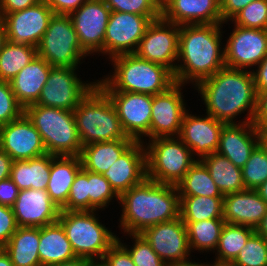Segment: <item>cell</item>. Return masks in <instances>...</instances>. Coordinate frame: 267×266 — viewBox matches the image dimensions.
Wrapping results in <instances>:
<instances>
[{
  "label": "cell",
  "instance_id": "277c9868",
  "mask_svg": "<svg viewBox=\"0 0 267 266\" xmlns=\"http://www.w3.org/2000/svg\"><path fill=\"white\" fill-rule=\"evenodd\" d=\"M112 73L97 79L104 91L134 92L156 95L176 83L174 73L167 67L138 57L135 53L110 59Z\"/></svg>",
  "mask_w": 267,
  "mask_h": 266
},
{
  "label": "cell",
  "instance_id": "836d02e7",
  "mask_svg": "<svg viewBox=\"0 0 267 266\" xmlns=\"http://www.w3.org/2000/svg\"><path fill=\"white\" fill-rule=\"evenodd\" d=\"M254 232L255 229L249 226L225 223L214 251V263L231 264Z\"/></svg>",
  "mask_w": 267,
  "mask_h": 266
},
{
  "label": "cell",
  "instance_id": "be15d7a7",
  "mask_svg": "<svg viewBox=\"0 0 267 266\" xmlns=\"http://www.w3.org/2000/svg\"><path fill=\"white\" fill-rule=\"evenodd\" d=\"M7 42L6 31L3 23L0 21V51Z\"/></svg>",
  "mask_w": 267,
  "mask_h": 266
},
{
  "label": "cell",
  "instance_id": "30bf717a",
  "mask_svg": "<svg viewBox=\"0 0 267 266\" xmlns=\"http://www.w3.org/2000/svg\"><path fill=\"white\" fill-rule=\"evenodd\" d=\"M77 69L79 67L52 66L35 104L73 111L97 84V80L82 81Z\"/></svg>",
  "mask_w": 267,
  "mask_h": 266
},
{
  "label": "cell",
  "instance_id": "7dc6e473",
  "mask_svg": "<svg viewBox=\"0 0 267 266\" xmlns=\"http://www.w3.org/2000/svg\"><path fill=\"white\" fill-rule=\"evenodd\" d=\"M106 266H135L128 251L116 241L102 259Z\"/></svg>",
  "mask_w": 267,
  "mask_h": 266
},
{
  "label": "cell",
  "instance_id": "11a10c76",
  "mask_svg": "<svg viewBox=\"0 0 267 266\" xmlns=\"http://www.w3.org/2000/svg\"><path fill=\"white\" fill-rule=\"evenodd\" d=\"M12 158L0 148V181L10 178Z\"/></svg>",
  "mask_w": 267,
  "mask_h": 266
},
{
  "label": "cell",
  "instance_id": "83f0119b",
  "mask_svg": "<svg viewBox=\"0 0 267 266\" xmlns=\"http://www.w3.org/2000/svg\"><path fill=\"white\" fill-rule=\"evenodd\" d=\"M81 168L79 156H55L51 160L46 191L60 209L66 204L71 185Z\"/></svg>",
  "mask_w": 267,
  "mask_h": 266
},
{
  "label": "cell",
  "instance_id": "52a82bcc",
  "mask_svg": "<svg viewBox=\"0 0 267 266\" xmlns=\"http://www.w3.org/2000/svg\"><path fill=\"white\" fill-rule=\"evenodd\" d=\"M97 212L60 210L58 218L75 255L92 261L102 260L117 241V235L100 222Z\"/></svg>",
  "mask_w": 267,
  "mask_h": 266
},
{
  "label": "cell",
  "instance_id": "1f68e13d",
  "mask_svg": "<svg viewBox=\"0 0 267 266\" xmlns=\"http://www.w3.org/2000/svg\"><path fill=\"white\" fill-rule=\"evenodd\" d=\"M208 169L211 178L222 195L245 190L242 169L235 166L229 159L217 152L200 159Z\"/></svg>",
  "mask_w": 267,
  "mask_h": 266
},
{
  "label": "cell",
  "instance_id": "f5cc1de1",
  "mask_svg": "<svg viewBox=\"0 0 267 266\" xmlns=\"http://www.w3.org/2000/svg\"><path fill=\"white\" fill-rule=\"evenodd\" d=\"M41 0H0V14L24 10L36 5Z\"/></svg>",
  "mask_w": 267,
  "mask_h": 266
},
{
  "label": "cell",
  "instance_id": "ffe728a7",
  "mask_svg": "<svg viewBox=\"0 0 267 266\" xmlns=\"http://www.w3.org/2000/svg\"><path fill=\"white\" fill-rule=\"evenodd\" d=\"M225 123L216 120L209 114H192L187 110L183 116L179 138L201 159L206 155L217 152L220 133Z\"/></svg>",
  "mask_w": 267,
  "mask_h": 266
},
{
  "label": "cell",
  "instance_id": "f35d334b",
  "mask_svg": "<svg viewBox=\"0 0 267 266\" xmlns=\"http://www.w3.org/2000/svg\"><path fill=\"white\" fill-rule=\"evenodd\" d=\"M241 169L245 188L256 190L267 180V149L259 143Z\"/></svg>",
  "mask_w": 267,
  "mask_h": 266
},
{
  "label": "cell",
  "instance_id": "ac0fdd59",
  "mask_svg": "<svg viewBox=\"0 0 267 266\" xmlns=\"http://www.w3.org/2000/svg\"><path fill=\"white\" fill-rule=\"evenodd\" d=\"M140 234L165 263L191 258L187 229L181 217L151 226Z\"/></svg>",
  "mask_w": 267,
  "mask_h": 266
},
{
  "label": "cell",
  "instance_id": "8992f818",
  "mask_svg": "<svg viewBox=\"0 0 267 266\" xmlns=\"http://www.w3.org/2000/svg\"><path fill=\"white\" fill-rule=\"evenodd\" d=\"M24 114L40 133L48 154L55 156H80L82 143L73 111L31 104Z\"/></svg>",
  "mask_w": 267,
  "mask_h": 266
},
{
  "label": "cell",
  "instance_id": "b9f144b4",
  "mask_svg": "<svg viewBox=\"0 0 267 266\" xmlns=\"http://www.w3.org/2000/svg\"><path fill=\"white\" fill-rule=\"evenodd\" d=\"M230 22L243 28L267 30V0L252 1L240 10Z\"/></svg>",
  "mask_w": 267,
  "mask_h": 266
},
{
  "label": "cell",
  "instance_id": "816d5d0a",
  "mask_svg": "<svg viewBox=\"0 0 267 266\" xmlns=\"http://www.w3.org/2000/svg\"><path fill=\"white\" fill-rule=\"evenodd\" d=\"M257 92L256 112L253 119V124L259 129L267 125V91Z\"/></svg>",
  "mask_w": 267,
  "mask_h": 266
},
{
  "label": "cell",
  "instance_id": "bcb514c9",
  "mask_svg": "<svg viewBox=\"0 0 267 266\" xmlns=\"http://www.w3.org/2000/svg\"><path fill=\"white\" fill-rule=\"evenodd\" d=\"M18 228L13 209L0 205V245L4 247Z\"/></svg>",
  "mask_w": 267,
  "mask_h": 266
},
{
  "label": "cell",
  "instance_id": "9c48e42d",
  "mask_svg": "<svg viewBox=\"0 0 267 266\" xmlns=\"http://www.w3.org/2000/svg\"><path fill=\"white\" fill-rule=\"evenodd\" d=\"M37 53L51 66L59 67H80L89 56L79 43L70 16L58 14L51 18Z\"/></svg>",
  "mask_w": 267,
  "mask_h": 266
},
{
  "label": "cell",
  "instance_id": "c3c4849f",
  "mask_svg": "<svg viewBox=\"0 0 267 266\" xmlns=\"http://www.w3.org/2000/svg\"><path fill=\"white\" fill-rule=\"evenodd\" d=\"M252 1L255 0H220L223 24L228 25V22Z\"/></svg>",
  "mask_w": 267,
  "mask_h": 266
},
{
  "label": "cell",
  "instance_id": "e0dca14e",
  "mask_svg": "<svg viewBox=\"0 0 267 266\" xmlns=\"http://www.w3.org/2000/svg\"><path fill=\"white\" fill-rule=\"evenodd\" d=\"M181 83H175L165 92L152 95V113L149 140L157 137H178L187 103Z\"/></svg>",
  "mask_w": 267,
  "mask_h": 266
},
{
  "label": "cell",
  "instance_id": "cb8c5ba5",
  "mask_svg": "<svg viewBox=\"0 0 267 266\" xmlns=\"http://www.w3.org/2000/svg\"><path fill=\"white\" fill-rule=\"evenodd\" d=\"M259 143V129L252 122L225 124L220 133L217 153L242 168Z\"/></svg>",
  "mask_w": 267,
  "mask_h": 266
},
{
  "label": "cell",
  "instance_id": "db71d44e",
  "mask_svg": "<svg viewBox=\"0 0 267 266\" xmlns=\"http://www.w3.org/2000/svg\"><path fill=\"white\" fill-rule=\"evenodd\" d=\"M252 70L256 91H267V55Z\"/></svg>",
  "mask_w": 267,
  "mask_h": 266
},
{
  "label": "cell",
  "instance_id": "3957f363",
  "mask_svg": "<svg viewBox=\"0 0 267 266\" xmlns=\"http://www.w3.org/2000/svg\"><path fill=\"white\" fill-rule=\"evenodd\" d=\"M123 234H140L145 229L180 217V197L176 185L158 183L147 177L119 196ZM123 231V232H122Z\"/></svg>",
  "mask_w": 267,
  "mask_h": 266
},
{
  "label": "cell",
  "instance_id": "484cf974",
  "mask_svg": "<svg viewBox=\"0 0 267 266\" xmlns=\"http://www.w3.org/2000/svg\"><path fill=\"white\" fill-rule=\"evenodd\" d=\"M51 65L38 55L9 81L17 101L25 108L38 101Z\"/></svg>",
  "mask_w": 267,
  "mask_h": 266
},
{
  "label": "cell",
  "instance_id": "e7e4bbea",
  "mask_svg": "<svg viewBox=\"0 0 267 266\" xmlns=\"http://www.w3.org/2000/svg\"><path fill=\"white\" fill-rule=\"evenodd\" d=\"M87 266H106L102 260H93Z\"/></svg>",
  "mask_w": 267,
  "mask_h": 266
},
{
  "label": "cell",
  "instance_id": "5b68a950",
  "mask_svg": "<svg viewBox=\"0 0 267 266\" xmlns=\"http://www.w3.org/2000/svg\"><path fill=\"white\" fill-rule=\"evenodd\" d=\"M73 113L82 146L132 139L123 131L112 100L98 84L79 102Z\"/></svg>",
  "mask_w": 267,
  "mask_h": 266
},
{
  "label": "cell",
  "instance_id": "9f6ffc18",
  "mask_svg": "<svg viewBox=\"0 0 267 266\" xmlns=\"http://www.w3.org/2000/svg\"><path fill=\"white\" fill-rule=\"evenodd\" d=\"M92 260H89L87 258L77 257L73 260L62 262L58 264H54L51 266H87Z\"/></svg>",
  "mask_w": 267,
  "mask_h": 266
},
{
  "label": "cell",
  "instance_id": "91938a15",
  "mask_svg": "<svg viewBox=\"0 0 267 266\" xmlns=\"http://www.w3.org/2000/svg\"><path fill=\"white\" fill-rule=\"evenodd\" d=\"M0 266H14L4 249L0 251Z\"/></svg>",
  "mask_w": 267,
  "mask_h": 266
},
{
  "label": "cell",
  "instance_id": "d6986e66",
  "mask_svg": "<svg viewBox=\"0 0 267 266\" xmlns=\"http://www.w3.org/2000/svg\"><path fill=\"white\" fill-rule=\"evenodd\" d=\"M0 148L13 161L33 159L47 154L40 133L25 114L0 126Z\"/></svg>",
  "mask_w": 267,
  "mask_h": 266
},
{
  "label": "cell",
  "instance_id": "4fadbf2b",
  "mask_svg": "<svg viewBox=\"0 0 267 266\" xmlns=\"http://www.w3.org/2000/svg\"><path fill=\"white\" fill-rule=\"evenodd\" d=\"M52 9L41 0L36 5L8 14H0L7 41L38 47L53 17Z\"/></svg>",
  "mask_w": 267,
  "mask_h": 266
},
{
  "label": "cell",
  "instance_id": "9a60e30c",
  "mask_svg": "<svg viewBox=\"0 0 267 266\" xmlns=\"http://www.w3.org/2000/svg\"><path fill=\"white\" fill-rule=\"evenodd\" d=\"M233 27L224 43L225 66L252 71L267 55V30Z\"/></svg>",
  "mask_w": 267,
  "mask_h": 266
},
{
  "label": "cell",
  "instance_id": "5bb4252c",
  "mask_svg": "<svg viewBox=\"0 0 267 266\" xmlns=\"http://www.w3.org/2000/svg\"><path fill=\"white\" fill-rule=\"evenodd\" d=\"M110 8L104 0H87L69 16L82 49L92 57L104 56V39Z\"/></svg>",
  "mask_w": 267,
  "mask_h": 266
},
{
  "label": "cell",
  "instance_id": "7bdbcfd3",
  "mask_svg": "<svg viewBox=\"0 0 267 266\" xmlns=\"http://www.w3.org/2000/svg\"><path fill=\"white\" fill-rule=\"evenodd\" d=\"M60 210L89 211L88 171L84 168H81L76 174L68 200Z\"/></svg>",
  "mask_w": 267,
  "mask_h": 266
},
{
  "label": "cell",
  "instance_id": "d6a6232c",
  "mask_svg": "<svg viewBox=\"0 0 267 266\" xmlns=\"http://www.w3.org/2000/svg\"><path fill=\"white\" fill-rule=\"evenodd\" d=\"M176 188L179 196L224 197L200 159L189 168Z\"/></svg>",
  "mask_w": 267,
  "mask_h": 266
},
{
  "label": "cell",
  "instance_id": "680465c9",
  "mask_svg": "<svg viewBox=\"0 0 267 266\" xmlns=\"http://www.w3.org/2000/svg\"><path fill=\"white\" fill-rule=\"evenodd\" d=\"M255 232L267 240V213L262 218L260 224L256 227Z\"/></svg>",
  "mask_w": 267,
  "mask_h": 266
},
{
  "label": "cell",
  "instance_id": "f6af8a7d",
  "mask_svg": "<svg viewBox=\"0 0 267 266\" xmlns=\"http://www.w3.org/2000/svg\"><path fill=\"white\" fill-rule=\"evenodd\" d=\"M24 107L17 101L10 83L0 79V126L20 118Z\"/></svg>",
  "mask_w": 267,
  "mask_h": 266
},
{
  "label": "cell",
  "instance_id": "94428289",
  "mask_svg": "<svg viewBox=\"0 0 267 266\" xmlns=\"http://www.w3.org/2000/svg\"><path fill=\"white\" fill-rule=\"evenodd\" d=\"M260 143L267 149V125L259 128Z\"/></svg>",
  "mask_w": 267,
  "mask_h": 266
},
{
  "label": "cell",
  "instance_id": "60d3db41",
  "mask_svg": "<svg viewBox=\"0 0 267 266\" xmlns=\"http://www.w3.org/2000/svg\"><path fill=\"white\" fill-rule=\"evenodd\" d=\"M131 237L132 246L117 236V241L128 251L135 266H165V262L152 250L141 234H126ZM123 243H122V242Z\"/></svg>",
  "mask_w": 267,
  "mask_h": 266
},
{
  "label": "cell",
  "instance_id": "74e56055",
  "mask_svg": "<svg viewBox=\"0 0 267 266\" xmlns=\"http://www.w3.org/2000/svg\"><path fill=\"white\" fill-rule=\"evenodd\" d=\"M88 194L89 211H105L114 199L119 203V195L102 174L88 171Z\"/></svg>",
  "mask_w": 267,
  "mask_h": 266
},
{
  "label": "cell",
  "instance_id": "f1b7e54d",
  "mask_svg": "<svg viewBox=\"0 0 267 266\" xmlns=\"http://www.w3.org/2000/svg\"><path fill=\"white\" fill-rule=\"evenodd\" d=\"M135 142L133 139H119L95 142L83 146L80 153L82 168L102 174Z\"/></svg>",
  "mask_w": 267,
  "mask_h": 266
},
{
  "label": "cell",
  "instance_id": "603a6c76",
  "mask_svg": "<svg viewBox=\"0 0 267 266\" xmlns=\"http://www.w3.org/2000/svg\"><path fill=\"white\" fill-rule=\"evenodd\" d=\"M161 16L179 26L223 24L220 0H162Z\"/></svg>",
  "mask_w": 267,
  "mask_h": 266
},
{
  "label": "cell",
  "instance_id": "7c38bea8",
  "mask_svg": "<svg viewBox=\"0 0 267 266\" xmlns=\"http://www.w3.org/2000/svg\"><path fill=\"white\" fill-rule=\"evenodd\" d=\"M179 31V25L165 20L162 16L152 20L135 54L142 59L161 64L175 73Z\"/></svg>",
  "mask_w": 267,
  "mask_h": 266
},
{
  "label": "cell",
  "instance_id": "4dcf8cb0",
  "mask_svg": "<svg viewBox=\"0 0 267 266\" xmlns=\"http://www.w3.org/2000/svg\"><path fill=\"white\" fill-rule=\"evenodd\" d=\"M40 227H18L3 247L14 266H41Z\"/></svg>",
  "mask_w": 267,
  "mask_h": 266
},
{
  "label": "cell",
  "instance_id": "f907efd6",
  "mask_svg": "<svg viewBox=\"0 0 267 266\" xmlns=\"http://www.w3.org/2000/svg\"><path fill=\"white\" fill-rule=\"evenodd\" d=\"M19 191V188L11 178L0 181V205L12 208Z\"/></svg>",
  "mask_w": 267,
  "mask_h": 266
},
{
  "label": "cell",
  "instance_id": "6125c7cd",
  "mask_svg": "<svg viewBox=\"0 0 267 266\" xmlns=\"http://www.w3.org/2000/svg\"><path fill=\"white\" fill-rule=\"evenodd\" d=\"M256 191L259 193L260 197L263 198L267 203V180L262 183Z\"/></svg>",
  "mask_w": 267,
  "mask_h": 266
},
{
  "label": "cell",
  "instance_id": "6da1fadb",
  "mask_svg": "<svg viewBox=\"0 0 267 266\" xmlns=\"http://www.w3.org/2000/svg\"><path fill=\"white\" fill-rule=\"evenodd\" d=\"M193 89L197 90L198 96L200 94L205 113L216 120L225 124L253 122L257 92L252 71L224 66ZM242 113H246V117L237 121Z\"/></svg>",
  "mask_w": 267,
  "mask_h": 266
},
{
  "label": "cell",
  "instance_id": "4316f807",
  "mask_svg": "<svg viewBox=\"0 0 267 266\" xmlns=\"http://www.w3.org/2000/svg\"><path fill=\"white\" fill-rule=\"evenodd\" d=\"M38 250L41 266H51L77 258L59 221L40 227Z\"/></svg>",
  "mask_w": 267,
  "mask_h": 266
},
{
  "label": "cell",
  "instance_id": "7a4b0ae2",
  "mask_svg": "<svg viewBox=\"0 0 267 266\" xmlns=\"http://www.w3.org/2000/svg\"><path fill=\"white\" fill-rule=\"evenodd\" d=\"M224 24L181 25L175 81L194 87L225 66ZM222 41V42H221ZM223 46V47H222Z\"/></svg>",
  "mask_w": 267,
  "mask_h": 266
},
{
  "label": "cell",
  "instance_id": "8fae6325",
  "mask_svg": "<svg viewBox=\"0 0 267 266\" xmlns=\"http://www.w3.org/2000/svg\"><path fill=\"white\" fill-rule=\"evenodd\" d=\"M161 16H143L111 11L105 30L104 55L112 57L135 53L147 26Z\"/></svg>",
  "mask_w": 267,
  "mask_h": 266
},
{
  "label": "cell",
  "instance_id": "ab89813d",
  "mask_svg": "<svg viewBox=\"0 0 267 266\" xmlns=\"http://www.w3.org/2000/svg\"><path fill=\"white\" fill-rule=\"evenodd\" d=\"M231 265L267 266V240L254 232Z\"/></svg>",
  "mask_w": 267,
  "mask_h": 266
},
{
  "label": "cell",
  "instance_id": "d590c367",
  "mask_svg": "<svg viewBox=\"0 0 267 266\" xmlns=\"http://www.w3.org/2000/svg\"><path fill=\"white\" fill-rule=\"evenodd\" d=\"M224 219H209L197 222H184L191 251L209 253L215 251L221 235Z\"/></svg>",
  "mask_w": 267,
  "mask_h": 266
},
{
  "label": "cell",
  "instance_id": "03108f58",
  "mask_svg": "<svg viewBox=\"0 0 267 266\" xmlns=\"http://www.w3.org/2000/svg\"><path fill=\"white\" fill-rule=\"evenodd\" d=\"M205 266H232L231 264H219V263H214V262H205Z\"/></svg>",
  "mask_w": 267,
  "mask_h": 266
},
{
  "label": "cell",
  "instance_id": "44dd1931",
  "mask_svg": "<svg viewBox=\"0 0 267 266\" xmlns=\"http://www.w3.org/2000/svg\"><path fill=\"white\" fill-rule=\"evenodd\" d=\"M18 227H43L58 221L60 208L46 190H20L12 207Z\"/></svg>",
  "mask_w": 267,
  "mask_h": 266
},
{
  "label": "cell",
  "instance_id": "2e32d148",
  "mask_svg": "<svg viewBox=\"0 0 267 266\" xmlns=\"http://www.w3.org/2000/svg\"><path fill=\"white\" fill-rule=\"evenodd\" d=\"M105 93L112 100L127 137L143 143L149 140L152 95L122 91Z\"/></svg>",
  "mask_w": 267,
  "mask_h": 266
},
{
  "label": "cell",
  "instance_id": "ee69618b",
  "mask_svg": "<svg viewBox=\"0 0 267 266\" xmlns=\"http://www.w3.org/2000/svg\"><path fill=\"white\" fill-rule=\"evenodd\" d=\"M111 11L161 16V0H104Z\"/></svg>",
  "mask_w": 267,
  "mask_h": 266
},
{
  "label": "cell",
  "instance_id": "d4e9b609",
  "mask_svg": "<svg viewBox=\"0 0 267 266\" xmlns=\"http://www.w3.org/2000/svg\"><path fill=\"white\" fill-rule=\"evenodd\" d=\"M267 213V203L256 190L245 189L223 197V219L226 223L254 229Z\"/></svg>",
  "mask_w": 267,
  "mask_h": 266
},
{
  "label": "cell",
  "instance_id": "e575fe53",
  "mask_svg": "<svg viewBox=\"0 0 267 266\" xmlns=\"http://www.w3.org/2000/svg\"><path fill=\"white\" fill-rule=\"evenodd\" d=\"M183 222L223 219V197L179 196Z\"/></svg>",
  "mask_w": 267,
  "mask_h": 266
},
{
  "label": "cell",
  "instance_id": "8d00e7d4",
  "mask_svg": "<svg viewBox=\"0 0 267 266\" xmlns=\"http://www.w3.org/2000/svg\"><path fill=\"white\" fill-rule=\"evenodd\" d=\"M37 55V48L32 45L13 44L7 41L0 51V79L11 81Z\"/></svg>",
  "mask_w": 267,
  "mask_h": 266
},
{
  "label": "cell",
  "instance_id": "ba28073f",
  "mask_svg": "<svg viewBox=\"0 0 267 266\" xmlns=\"http://www.w3.org/2000/svg\"><path fill=\"white\" fill-rule=\"evenodd\" d=\"M146 177L176 185L198 160L179 137H157L144 142Z\"/></svg>",
  "mask_w": 267,
  "mask_h": 266
},
{
  "label": "cell",
  "instance_id": "7402d4cb",
  "mask_svg": "<svg viewBox=\"0 0 267 266\" xmlns=\"http://www.w3.org/2000/svg\"><path fill=\"white\" fill-rule=\"evenodd\" d=\"M120 196L146 178L144 143L135 141L109 168L102 173Z\"/></svg>",
  "mask_w": 267,
  "mask_h": 266
},
{
  "label": "cell",
  "instance_id": "681fc988",
  "mask_svg": "<svg viewBox=\"0 0 267 266\" xmlns=\"http://www.w3.org/2000/svg\"><path fill=\"white\" fill-rule=\"evenodd\" d=\"M58 15H70L87 0H43Z\"/></svg>",
  "mask_w": 267,
  "mask_h": 266
},
{
  "label": "cell",
  "instance_id": "f546056e",
  "mask_svg": "<svg viewBox=\"0 0 267 266\" xmlns=\"http://www.w3.org/2000/svg\"><path fill=\"white\" fill-rule=\"evenodd\" d=\"M54 157L55 155L47 153L33 159L13 161L10 172L11 180L19 190H46L51 171V160Z\"/></svg>",
  "mask_w": 267,
  "mask_h": 266
},
{
  "label": "cell",
  "instance_id": "6f0895ef",
  "mask_svg": "<svg viewBox=\"0 0 267 266\" xmlns=\"http://www.w3.org/2000/svg\"><path fill=\"white\" fill-rule=\"evenodd\" d=\"M191 260V261H190ZM165 266H205V263L193 261L192 258L184 261L168 262Z\"/></svg>",
  "mask_w": 267,
  "mask_h": 266
}]
</instances>
